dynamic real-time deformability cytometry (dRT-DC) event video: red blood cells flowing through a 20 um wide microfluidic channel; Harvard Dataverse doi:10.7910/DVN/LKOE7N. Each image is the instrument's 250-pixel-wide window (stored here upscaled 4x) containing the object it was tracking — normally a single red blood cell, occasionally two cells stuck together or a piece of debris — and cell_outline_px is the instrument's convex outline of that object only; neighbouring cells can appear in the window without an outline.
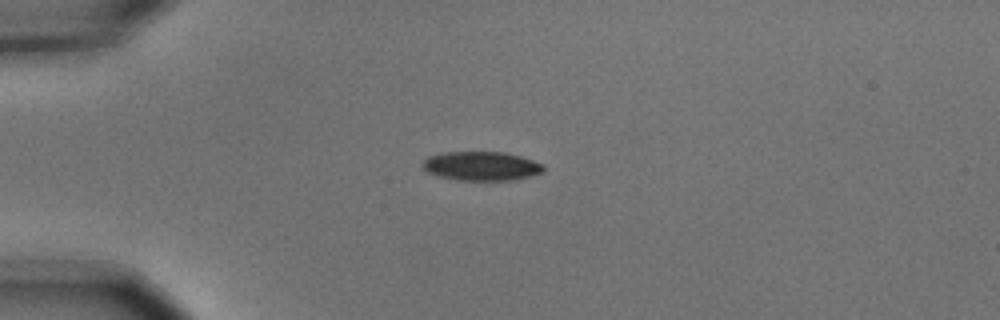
{"species": "common noctule bat (a hibernating species)", "species_latin": "Nyctalus noctula", "temperature_condition": "cold", "stored_images_in_passage": 3, "camera_frame_rate_fps": 3000, "um_per_image_px": 0.085, "animal": {"sex": "male", "body_mass_g": 15.6}, "frame": {"image": 1, "passage_image": 1, "time_ms": 0.0, "image_size_px": [1000, 320], "cell_outline_px": [[544, 168], [540, 172], [528, 176], [512, 180], [460, 180], [440, 176], [428, 172], [420, 164], [428, 156], [444, 152], [504, 152], [520, 156], [544, 164]], "centroid_in_image_um": [40.89, 14.1], "position_along_channel_um": 44.1, "area_um2": 20.23}}
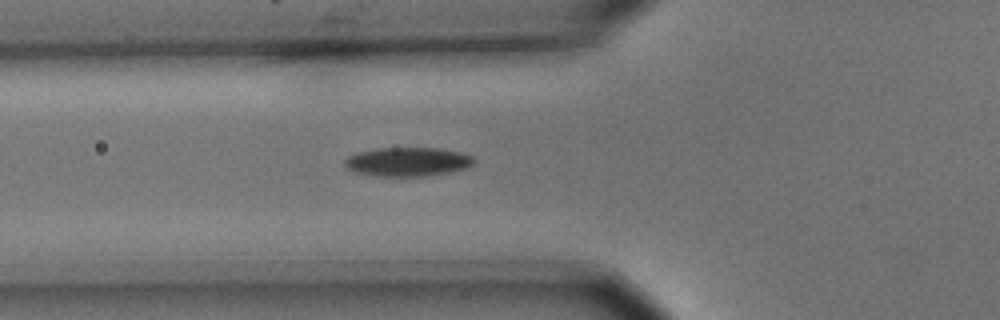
{"frame": {"image": 2, "passage_image": 3, "time_ms": 0.667, "image_size_px": [1000, 320], "cell_outline_px": [[476, 160], [472, 164], [464, 168], [448, 172], [428, 176], [376, 176], [356, 172], [348, 168], [344, 164], [344, 160], [348, 156], [356, 152], [376, 148], [440, 148], [460, 152], [472, 156]], "centroid_in_image_um": [34.63, 13.74], "position_along_channel_um": 91.2, "area_um2": 21.79}}